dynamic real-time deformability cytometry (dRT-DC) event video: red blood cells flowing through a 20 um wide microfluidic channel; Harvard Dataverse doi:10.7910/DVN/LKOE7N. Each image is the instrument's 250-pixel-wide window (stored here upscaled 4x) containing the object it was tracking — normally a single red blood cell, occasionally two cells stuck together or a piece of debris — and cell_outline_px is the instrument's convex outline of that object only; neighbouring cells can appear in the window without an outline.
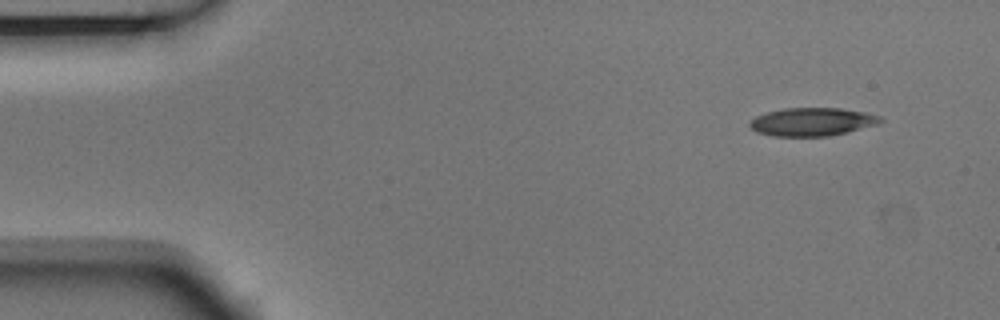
{"species": "Egyptian fruit bat (a non-hibernating species)", "species_latin": "Rousettus aegyptiacus", "temperature_condition": "room temperature", "stored_images_in_passage": 4, "camera_frame_rate_fps": 3000, "um_per_image_px": 0.085, "animal": {"sex": "male"}, "frame": {"image": 1, "passage_image": 1, "time_ms": 0.0, "image_size_px": [1000, 320], "cell_outline_px": [[884, 120], [880, 124], [848, 132], [828, 136], [772, 136], [756, 132], [748, 124], [756, 116], [768, 112], [784, 108], [840, 108], [864, 112], [880, 116]], "centroid_in_image_um": [69.06, 10.36], "position_along_channel_um": 15.9, "area_um2": 21.5}}